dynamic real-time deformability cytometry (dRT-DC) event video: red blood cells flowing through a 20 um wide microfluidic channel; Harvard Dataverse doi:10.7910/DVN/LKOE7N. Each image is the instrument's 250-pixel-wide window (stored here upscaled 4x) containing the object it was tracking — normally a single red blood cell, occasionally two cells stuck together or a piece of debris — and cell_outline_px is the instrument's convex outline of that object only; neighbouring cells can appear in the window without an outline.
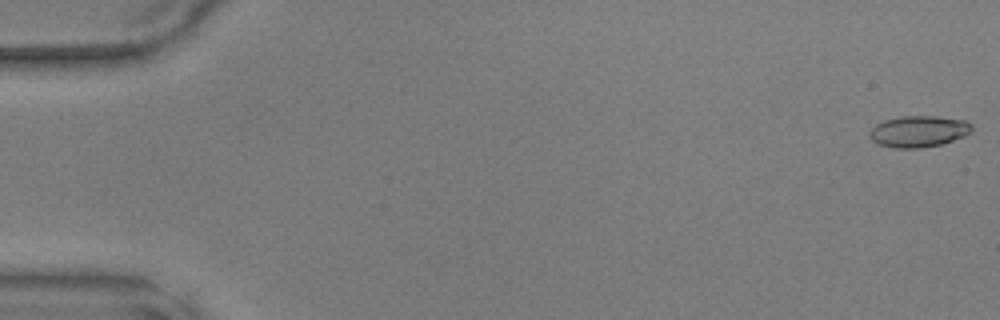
{"species": "common noctule bat (a hibernating species)", "species_latin": "Nyctalus noctula", "temperature_condition": "warm", "stored_images_in_passage": 49, "camera_frame_rate_fps": 3000, "um_per_image_px": 0.085, "animal": {"sex": "male", "body_mass_g": 17.9, "forearm_length_mm": 54.2}, "frame": {"image": 1, "passage_image": 1, "time_ms": 0.0, "image_size_px": [1000, 320], "cell_outline_px": [[972, 132], [964, 136], [940, 144], [920, 148], [896, 148], [876, 144], [872, 140], [868, 132], [876, 124], [884, 120], [904, 116], [932, 116], [964, 120], [972, 124]], "centroid_in_image_um": [78.06, 11.17], "position_along_channel_um": 6.9, "area_um2": 18.61}}
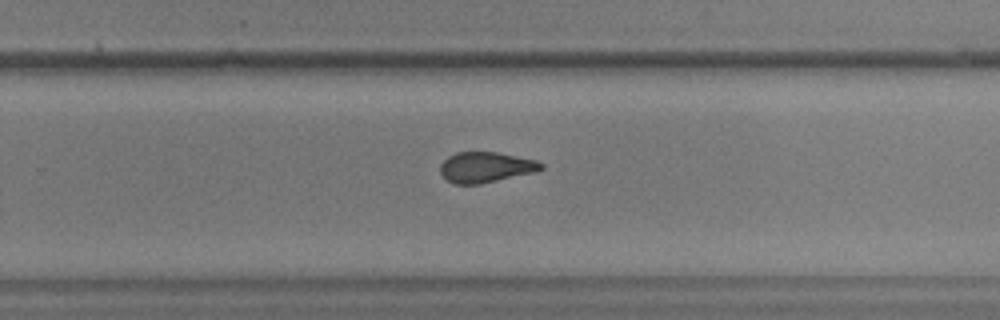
{"frame": {"image": 2, "passage_image": 32, "time_ms": 10.333, "image_size_px": [1000, 320], "cell_outline_px": [[544, 168], [536, 172], [480, 184], [452, 184], [440, 172], [440, 164], [448, 156], [456, 152], [496, 152], [536, 160], [544, 164]], "centroid_in_image_um": [41.29, 14.21], "position_along_channel_um": 288.5, "area_um2": 17.98}}
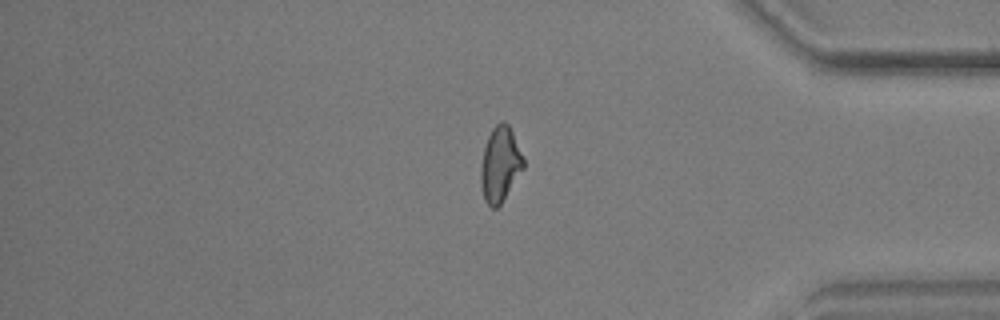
{"frame": {"image": 3, "passage_image": 41, "time_ms": 13.333, "image_size_px": [1000, 320], "cell_outline_px": [[524, 168], [500, 204], [496, 208], [492, 208], [484, 200], [480, 184], [480, 168], [484, 148], [488, 136], [492, 128], [500, 120], [504, 120], [508, 124], [524, 156]], "centroid_in_image_um": [42.5, 13.95], "position_along_channel_um": 392.7, "area_um2": 18.73}}